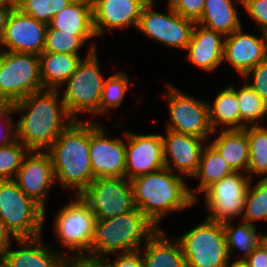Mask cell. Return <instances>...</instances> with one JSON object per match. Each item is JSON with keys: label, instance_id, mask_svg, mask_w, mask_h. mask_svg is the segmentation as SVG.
Here are the masks:
<instances>
[{"label": "cell", "instance_id": "obj_28", "mask_svg": "<svg viewBox=\"0 0 267 267\" xmlns=\"http://www.w3.org/2000/svg\"><path fill=\"white\" fill-rule=\"evenodd\" d=\"M217 90V95L212 103L208 102L209 123L212 131L241 130V114L236 85L230 84L224 89Z\"/></svg>", "mask_w": 267, "mask_h": 267}, {"label": "cell", "instance_id": "obj_46", "mask_svg": "<svg viewBox=\"0 0 267 267\" xmlns=\"http://www.w3.org/2000/svg\"><path fill=\"white\" fill-rule=\"evenodd\" d=\"M11 11H12L11 8H5L0 6V40L4 35L7 19Z\"/></svg>", "mask_w": 267, "mask_h": 267}, {"label": "cell", "instance_id": "obj_44", "mask_svg": "<svg viewBox=\"0 0 267 267\" xmlns=\"http://www.w3.org/2000/svg\"><path fill=\"white\" fill-rule=\"evenodd\" d=\"M245 261L248 263L249 267H267V245L262 240L254 252L248 256Z\"/></svg>", "mask_w": 267, "mask_h": 267}, {"label": "cell", "instance_id": "obj_38", "mask_svg": "<svg viewBox=\"0 0 267 267\" xmlns=\"http://www.w3.org/2000/svg\"><path fill=\"white\" fill-rule=\"evenodd\" d=\"M14 102L0 103V147L7 146L16 140V121Z\"/></svg>", "mask_w": 267, "mask_h": 267}, {"label": "cell", "instance_id": "obj_14", "mask_svg": "<svg viewBox=\"0 0 267 267\" xmlns=\"http://www.w3.org/2000/svg\"><path fill=\"white\" fill-rule=\"evenodd\" d=\"M90 159L95 178H122L125 175V130L122 137L109 138L105 126L91 116Z\"/></svg>", "mask_w": 267, "mask_h": 267}, {"label": "cell", "instance_id": "obj_34", "mask_svg": "<svg viewBox=\"0 0 267 267\" xmlns=\"http://www.w3.org/2000/svg\"><path fill=\"white\" fill-rule=\"evenodd\" d=\"M256 183L253 184V181ZM251 181L246 193L241 221L255 225L257 221L267 222V178Z\"/></svg>", "mask_w": 267, "mask_h": 267}, {"label": "cell", "instance_id": "obj_43", "mask_svg": "<svg viewBox=\"0 0 267 267\" xmlns=\"http://www.w3.org/2000/svg\"><path fill=\"white\" fill-rule=\"evenodd\" d=\"M61 267H105L103 260L89 256L64 257Z\"/></svg>", "mask_w": 267, "mask_h": 267}, {"label": "cell", "instance_id": "obj_45", "mask_svg": "<svg viewBox=\"0 0 267 267\" xmlns=\"http://www.w3.org/2000/svg\"><path fill=\"white\" fill-rule=\"evenodd\" d=\"M13 240L15 241L17 238L6 227L5 222L0 218V262L2 261L8 248L13 245Z\"/></svg>", "mask_w": 267, "mask_h": 267}, {"label": "cell", "instance_id": "obj_41", "mask_svg": "<svg viewBox=\"0 0 267 267\" xmlns=\"http://www.w3.org/2000/svg\"><path fill=\"white\" fill-rule=\"evenodd\" d=\"M171 8L195 23L201 18L205 0H167Z\"/></svg>", "mask_w": 267, "mask_h": 267}, {"label": "cell", "instance_id": "obj_26", "mask_svg": "<svg viewBox=\"0 0 267 267\" xmlns=\"http://www.w3.org/2000/svg\"><path fill=\"white\" fill-rule=\"evenodd\" d=\"M208 142L218 151L234 172L247 173L249 165V140L245 129L217 130Z\"/></svg>", "mask_w": 267, "mask_h": 267}, {"label": "cell", "instance_id": "obj_12", "mask_svg": "<svg viewBox=\"0 0 267 267\" xmlns=\"http://www.w3.org/2000/svg\"><path fill=\"white\" fill-rule=\"evenodd\" d=\"M251 181L247 173L233 172L209 186L202 193L206 218L221 223L240 221Z\"/></svg>", "mask_w": 267, "mask_h": 267}, {"label": "cell", "instance_id": "obj_10", "mask_svg": "<svg viewBox=\"0 0 267 267\" xmlns=\"http://www.w3.org/2000/svg\"><path fill=\"white\" fill-rule=\"evenodd\" d=\"M165 99L168 107V130L211 139L213 131L209 123L208 101H203L183 92L175 85L167 84Z\"/></svg>", "mask_w": 267, "mask_h": 267}, {"label": "cell", "instance_id": "obj_50", "mask_svg": "<svg viewBox=\"0 0 267 267\" xmlns=\"http://www.w3.org/2000/svg\"><path fill=\"white\" fill-rule=\"evenodd\" d=\"M265 38H266V46H267V32L265 33Z\"/></svg>", "mask_w": 267, "mask_h": 267}, {"label": "cell", "instance_id": "obj_3", "mask_svg": "<svg viewBox=\"0 0 267 267\" xmlns=\"http://www.w3.org/2000/svg\"><path fill=\"white\" fill-rule=\"evenodd\" d=\"M55 183L80 195L93 181L90 159V120H74L46 150Z\"/></svg>", "mask_w": 267, "mask_h": 267}, {"label": "cell", "instance_id": "obj_7", "mask_svg": "<svg viewBox=\"0 0 267 267\" xmlns=\"http://www.w3.org/2000/svg\"><path fill=\"white\" fill-rule=\"evenodd\" d=\"M204 218L192 229L176 236L186 267H224L230 258L223 223Z\"/></svg>", "mask_w": 267, "mask_h": 267}, {"label": "cell", "instance_id": "obj_37", "mask_svg": "<svg viewBox=\"0 0 267 267\" xmlns=\"http://www.w3.org/2000/svg\"><path fill=\"white\" fill-rule=\"evenodd\" d=\"M85 44L73 33L60 32L58 29H47L45 39V52L75 54L80 55L79 51Z\"/></svg>", "mask_w": 267, "mask_h": 267}, {"label": "cell", "instance_id": "obj_16", "mask_svg": "<svg viewBox=\"0 0 267 267\" xmlns=\"http://www.w3.org/2000/svg\"><path fill=\"white\" fill-rule=\"evenodd\" d=\"M47 27L48 24L24 14L19 8L14 9L7 19L0 50L40 55L44 51Z\"/></svg>", "mask_w": 267, "mask_h": 267}, {"label": "cell", "instance_id": "obj_22", "mask_svg": "<svg viewBox=\"0 0 267 267\" xmlns=\"http://www.w3.org/2000/svg\"><path fill=\"white\" fill-rule=\"evenodd\" d=\"M225 36L195 23L186 47L187 60L205 72H215L223 64Z\"/></svg>", "mask_w": 267, "mask_h": 267}, {"label": "cell", "instance_id": "obj_29", "mask_svg": "<svg viewBox=\"0 0 267 267\" xmlns=\"http://www.w3.org/2000/svg\"><path fill=\"white\" fill-rule=\"evenodd\" d=\"M233 172L218 151L207 142L202 151L198 170L192 177V179L198 181V184L192 189L189 188L192 198L195 202H198V196L202 195L209 186Z\"/></svg>", "mask_w": 267, "mask_h": 267}, {"label": "cell", "instance_id": "obj_2", "mask_svg": "<svg viewBox=\"0 0 267 267\" xmlns=\"http://www.w3.org/2000/svg\"><path fill=\"white\" fill-rule=\"evenodd\" d=\"M185 179L167 167L131 179L135 207L161 229V221L171 216L170 213L191 208L196 204Z\"/></svg>", "mask_w": 267, "mask_h": 267}, {"label": "cell", "instance_id": "obj_4", "mask_svg": "<svg viewBox=\"0 0 267 267\" xmlns=\"http://www.w3.org/2000/svg\"><path fill=\"white\" fill-rule=\"evenodd\" d=\"M158 228L137 207L107 219H97L93 225L91 252L102 259L119 252L141 249ZM144 240V241H143Z\"/></svg>", "mask_w": 267, "mask_h": 267}, {"label": "cell", "instance_id": "obj_39", "mask_svg": "<svg viewBox=\"0 0 267 267\" xmlns=\"http://www.w3.org/2000/svg\"><path fill=\"white\" fill-rule=\"evenodd\" d=\"M242 79L267 103V59L251 68Z\"/></svg>", "mask_w": 267, "mask_h": 267}, {"label": "cell", "instance_id": "obj_47", "mask_svg": "<svg viewBox=\"0 0 267 267\" xmlns=\"http://www.w3.org/2000/svg\"><path fill=\"white\" fill-rule=\"evenodd\" d=\"M20 0H0V6L5 8H11L12 10L19 7Z\"/></svg>", "mask_w": 267, "mask_h": 267}, {"label": "cell", "instance_id": "obj_30", "mask_svg": "<svg viewBox=\"0 0 267 267\" xmlns=\"http://www.w3.org/2000/svg\"><path fill=\"white\" fill-rule=\"evenodd\" d=\"M227 221L223 223L229 258L241 251L237 260H245L250 256L257 245L263 240V233H257V225L244 221ZM237 223V224H236ZM236 250V251H235Z\"/></svg>", "mask_w": 267, "mask_h": 267}, {"label": "cell", "instance_id": "obj_48", "mask_svg": "<svg viewBox=\"0 0 267 267\" xmlns=\"http://www.w3.org/2000/svg\"><path fill=\"white\" fill-rule=\"evenodd\" d=\"M224 267H249V265L245 260L229 259Z\"/></svg>", "mask_w": 267, "mask_h": 267}, {"label": "cell", "instance_id": "obj_21", "mask_svg": "<svg viewBox=\"0 0 267 267\" xmlns=\"http://www.w3.org/2000/svg\"><path fill=\"white\" fill-rule=\"evenodd\" d=\"M18 248L11 245L5 252L0 267H61L64 255L55 246L46 244L42 236L15 240ZM54 247V248H53Z\"/></svg>", "mask_w": 267, "mask_h": 267}, {"label": "cell", "instance_id": "obj_9", "mask_svg": "<svg viewBox=\"0 0 267 267\" xmlns=\"http://www.w3.org/2000/svg\"><path fill=\"white\" fill-rule=\"evenodd\" d=\"M44 90L39 55L0 50V101L17 102Z\"/></svg>", "mask_w": 267, "mask_h": 267}, {"label": "cell", "instance_id": "obj_24", "mask_svg": "<svg viewBox=\"0 0 267 267\" xmlns=\"http://www.w3.org/2000/svg\"><path fill=\"white\" fill-rule=\"evenodd\" d=\"M97 43L91 41L85 56L43 51L39 55L40 77L44 89H59L76 71L78 63L91 52L96 51Z\"/></svg>", "mask_w": 267, "mask_h": 267}, {"label": "cell", "instance_id": "obj_42", "mask_svg": "<svg viewBox=\"0 0 267 267\" xmlns=\"http://www.w3.org/2000/svg\"><path fill=\"white\" fill-rule=\"evenodd\" d=\"M102 260L105 267H142L143 265L141 249L119 252L113 259L108 255Z\"/></svg>", "mask_w": 267, "mask_h": 267}, {"label": "cell", "instance_id": "obj_1", "mask_svg": "<svg viewBox=\"0 0 267 267\" xmlns=\"http://www.w3.org/2000/svg\"><path fill=\"white\" fill-rule=\"evenodd\" d=\"M16 139L30 151H46L74 121L59 89H44L15 102Z\"/></svg>", "mask_w": 267, "mask_h": 267}, {"label": "cell", "instance_id": "obj_25", "mask_svg": "<svg viewBox=\"0 0 267 267\" xmlns=\"http://www.w3.org/2000/svg\"><path fill=\"white\" fill-rule=\"evenodd\" d=\"M172 238L158 229L141 247L142 267H186L182 246L176 237Z\"/></svg>", "mask_w": 267, "mask_h": 267}, {"label": "cell", "instance_id": "obj_18", "mask_svg": "<svg viewBox=\"0 0 267 267\" xmlns=\"http://www.w3.org/2000/svg\"><path fill=\"white\" fill-rule=\"evenodd\" d=\"M165 131V136L162 134L165 167L185 178H192L208 140L168 129Z\"/></svg>", "mask_w": 267, "mask_h": 267}, {"label": "cell", "instance_id": "obj_17", "mask_svg": "<svg viewBox=\"0 0 267 267\" xmlns=\"http://www.w3.org/2000/svg\"><path fill=\"white\" fill-rule=\"evenodd\" d=\"M14 181L46 213L47 198L56 184L50 155L46 151H30L24 158Z\"/></svg>", "mask_w": 267, "mask_h": 267}, {"label": "cell", "instance_id": "obj_35", "mask_svg": "<svg viewBox=\"0 0 267 267\" xmlns=\"http://www.w3.org/2000/svg\"><path fill=\"white\" fill-rule=\"evenodd\" d=\"M30 150L18 139L0 147V181L14 180Z\"/></svg>", "mask_w": 267, "mask_h": 267}, {"label": "cell", "instance_id": "obj_32", "mask_svg": "<svg viewBox=\"0 0 267 267\" xmlns=\"http://www.w3.org/2000/svg\"><path fill=\"white\" fill-rule=\"evenodd\" d=\"M236 94L241 114V129L260 124L263 126L260 121L267 118V103L246 83L236 88Z\"/></svg>", "mask_w": 267, "mask_h": 267}, {"label": "cell", "instance_id": "obj_19", "mask_svg": "<svg viewBox=\"0 0 267 267\" xmlns=\"http://www.w3.org/2000/svg\"><path fill=\"white\" fill-rule=\"evenodd\" d=\"M149 0H92L93 28L96 37L107 30L137 29L143 7Z\"/></svg>", "mask_w": 267, "mask_h": 267}, {"label": "cell", "instance_id": "obj_5", "mask_svg": "<svg viewBox=\"0 0 267 267\" xmlns=\"http://www.w3.org/2000/svg\"><path fill=\"white\" fill-rule=\"evenodd\" d=\"M99 61L98 50L82 58L74 74L59 88L65 107L74 120H82L78 115L85 113L99 116V104L105 80Z\"/></svg>", "mask_w": 267, "mask_h": 267}, {"label": "cell", "instance_id": "obj_36", "mask_svg": "<svg viewBox=\"0 0 267 267\" xmlns=\"http://www.w3.org/2000/svg\"><path fill=\"white\" fill-rule=\"evenodd\" d=\"M73 1L74 0H20L18 8L24 14L48 24L56 14L72 4Z\"/></svg>", "mask_w": 267, "mask_h": 267}, {"label": "cell", "instance_id": "obj_6", "mask_svg": "<svg viewBox=\"0 0 267 267\" xmlns=\"http://www.w3.org/2000/svg\"><path fill=\"white\" fill-rule=\"evenodd\" d=\"M71 199L58 209L53 220L54 236L61 244L55 249L64 257L88 256L96 218L81 195H75V199Z\"/></svg>", "mask_w": 267, "mask_h": 267}, {"label": "cell", "instance_id": "obj_33", "mask_svg": "<svg viewBox=\"0 0 267 267\" xmlns=\"http://www.w3.org/2000/svg\"><path fill=\"white\" fill-rule=\"evenodd\" d=\"M129 84L132 86L133 83L128 74L121 69L106 77L99 104V116H106L112 109H118L122 105L129 90Z\"/></svg>", "mask_w": 267, "mask_h": 267}, {"label": "cell", "instance_id": "obj_8", "mask_svg": "<svg viewBox=\"0 0 267 267\" xmlns=\"http://www.w3.org/2000/svg\"><path fill=\"white\" fill-rule=\"evenodd\" d=\"M0 218L17 238L43 234L45 210L28 197L14 180L0 181Z\"/></svg>", "mask_w": 267, "mask_h": 267}, {"label": "cell", "instance_id": "obj_40", "mask_svg": "<svg viewBox=\"0 0 267 267\" xmlns=\"http://www.w3.org/2000/svg\"><path fill=\"white\" fill-rule=\"evenodd\" d=\"M242 8L261 33L267 32V0H242Z\"/></svg>", "mask_w": 267, "mask_h": 267}, {"label": "cell", "instance_id": "obj_11", "mask_svg": "<svg viewBox=\"0 0 267 267\" xmlns=\"http://www.w3.org/2000/svg\"><path fill=\"white\" fill-rule=\"evenodd\" d=\"M157 0L143 7L137 30L166 47L186 50L195 22L175 12L166 2V11H157Z\"/></svg>", "mask_w": 267, "mask_h": 267}, {"label": "cell", "instance_id": "obj_27", "mask_svg": "<svg viewBox=\"0 0 267 267\" xmlns=\"http://www.w3.org/2000/svg\"><path fill=\"white\" fill-rule=\"evenodd\" d=\"M237 7L242 0H205L201 18L196 22L225 37L242 27Z\"/></svg>", "mask_w": 267, "mask_h": 267}, {"label": "cell", "instance_id": "obj_20", "mask_svg": "<svg viewBox=\"0 0 267 267\" xmlns=\"http://www.w3.org/2000/svg\"><path fill=\"white\" fill-rule=\"evenodd\" d=\"M253 35L244 32L243 26L225 37L223 62L241 78L254 66L267 59L265 34Z\"/></svg>", "mask_w": 267, "mask_h": 267}, {"label": "cell", "instance_id": "obj_13", "mask_svg": "<svg viewBox=\"0 0 267 267\" xmlns=\"http://www.w3.org/2000/svg\"><path fill=\"white\" fill-rule=\"evenodd\" d=\"M97 219H107L135 208L130 180L122 178H94L80 194Z\"/></svg>", "mask_w": 267, "mask_h": 267}, {"label": "cell", "instance_id": "obj_49", "mask_svg": "<svg viewBox=\"0 0 267 267\" xmlns=\"http://www.w3.org/2000/svg\"><path fill=\"white\" fill-rule=\"evenodd\" d=\"M263 241L266 243V245H267V234L266 233H264L263 234Z\"/></svg>", "mask_w": 267, "mask_h": 267}, {"label": "cell", "instance_id": "obj_15", "mask_svg": "<svg viewBox=\"0 0 267 267\" xmlns=\"http://www.w3.org/2000/svg\"><path fill=\"white\" fill-rule=\"evenodd\" d=\"M125 158L127 180L164 168L162 134L125 131Z\"/></svg>", "mask_w": 267, "mask_h": 267}, {"label": "cell", "instance_id": "obj_23", "mask_svg": "<svg viewBox=\"0 0 267 267\" xmlns=\"http://www.w3.org/2000/svg\"><path fill=\"white\" fill-rule=\"evenodd\" d=\"M47 29L73 33L85 45L97 38L93 28L92 0H74L72 4L56 14Z\"/></svg>", "mask_w": 267, "mask_h": 267}, {"label": "cell", "instance_id": "obj_31", "mask_svg": "<svg viewBox=\"0 0 267 267\" xmlns=\"http://www.w3.org/2000/svg\"><path fill=\"white\" fill-rule=\"evenodd\" d=\"M249 140V165L247 174L254 178H267V126L245 128Z\"/></svg>", "mask_w": 267, "mask_h": 267}]
</instances>
